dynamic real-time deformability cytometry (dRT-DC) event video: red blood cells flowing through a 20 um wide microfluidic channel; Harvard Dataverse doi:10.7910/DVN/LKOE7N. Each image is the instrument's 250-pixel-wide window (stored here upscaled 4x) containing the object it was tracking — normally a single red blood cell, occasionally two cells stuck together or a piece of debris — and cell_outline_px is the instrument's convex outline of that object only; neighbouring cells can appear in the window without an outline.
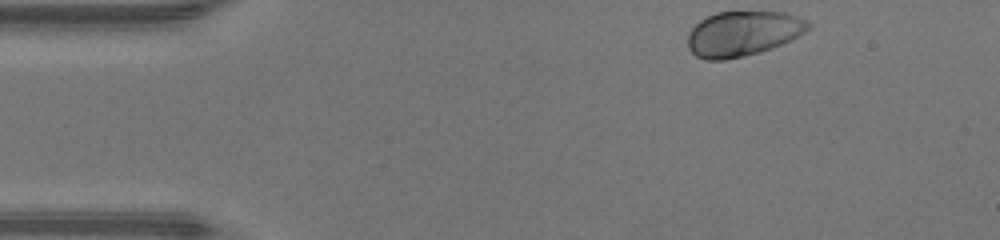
{"species": "human", "species_latin": "Homo sapiens", "temperature_condition": "warm", "stored_images_in_passage": 43, "camera_frame_rate_fps": 3000, "um_per_image_px": 0.085, "donor": {"sex": "male"}, "frame": {"image": 1, "passage_image": 1, "time_ms": 0.0, "image_size_px": [1000, 240], "cell_outline_px": [[812, 28], [772, 48], [744, 56], [724, 60], [704, 60], [696, 56], [688, 48], [688, 32], [700, 20], [716, 12], [784, 12], [808, 20], [812, 24]], "centroid_in_image_um": [63.13, 2.85], "position_along_channel_um": 21.9, "area_um2": 31.5}}
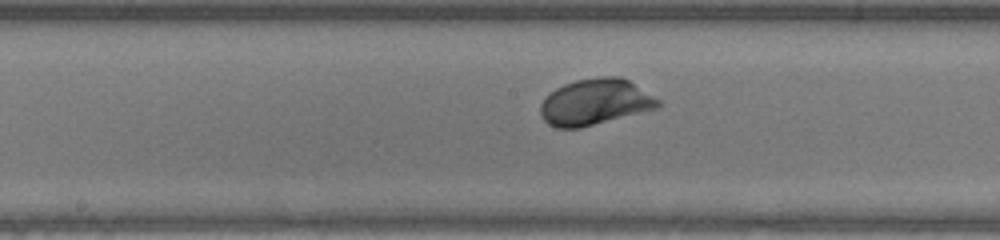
{"frame": {"image": 2, "passage_image": 19, "time_ms": 6.0, "image_size_px": [1000, 240], "cell_outline_px": [[664, 104], [660, 108], [580, 128], [556, 128], [548, 124], [540, 116], [540, 104], [556, 88], [564, 84], [576, 80], [600, 76], [620, 76], [628, 80], [660, 100]], "centroid_in_image_um": [50.61, 8.68], "position_along_channel_um": 197.6, "area_um2": 31.73}}
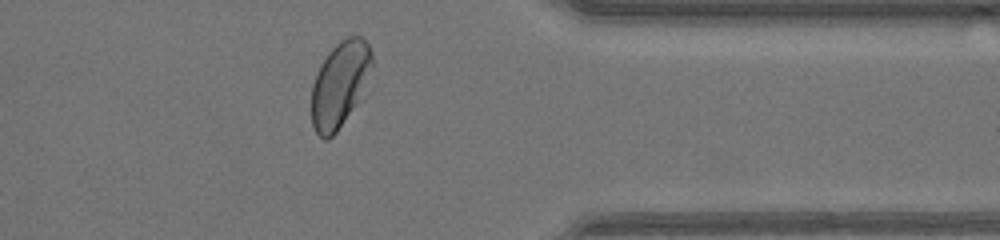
{"frame": {"image": 3, "passage_image": 33, "time_ms": 10.667, "image_size_px": [1000, 240], "cell_outline_px": [[372, 64], [356, 104], [336, 132], [328, 140], [324, 140], [316, 132], [312, 124], [312, 84], [316, 72], [320, 64], [328, 52], [340, 40], [348, 36], [360, 36], [368, 44], [372, 52]], "centroid_in_image_um": [28.85, 7.15], "position_along_channel_um": 382.6, "area_um2": 29.65}, "authors_computed_cell_mechanics": {"area_um2": 31.1542, "velocity_mm_per_s": 4.2659, "shape_relaxation_time_tau1_ms": 1.6848, "shape_relaxation_time_tau2_ms": null, "deformation_change_tau1": 0.1518, "deformation_change_tau2": null}}